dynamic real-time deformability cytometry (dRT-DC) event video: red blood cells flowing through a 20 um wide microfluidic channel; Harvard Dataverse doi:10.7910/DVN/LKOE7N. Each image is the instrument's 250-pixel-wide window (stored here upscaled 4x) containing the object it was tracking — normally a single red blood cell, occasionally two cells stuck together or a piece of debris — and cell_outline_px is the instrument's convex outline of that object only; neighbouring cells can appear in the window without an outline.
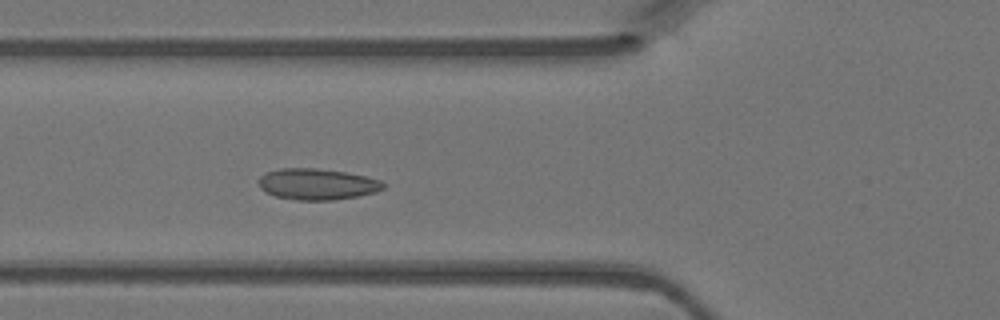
{"species": "Egyptian fruit bat (a non-hibernating species)", "species_latin": "Rousettus aegyptiacus", "temperature_condition": "warm", "stored_images_in_passage": 44, "camera_frame_rate_fps": 3000, "um_per_image_px": 0.085, "animal": {"sex": "female"}, "frame": {"image": 1, "passage_image": 14, "time_ms": 4.333, "image_size_px": [1000, 320], "cell_outline_px": [[384, 188], [376, 192], [356, 196], [332, 200], [296, 200], [276, 196], [264, 192], [260, 188], [260, 176], [268, 172], [280, 168], [316, 168], [344, 172], [368, 176], [380, 180], [384, 184]], "centroid_in_image_um": [26.96, 15.65], "position_along_channel_um": 98.8, "area_um2": 22.54}}
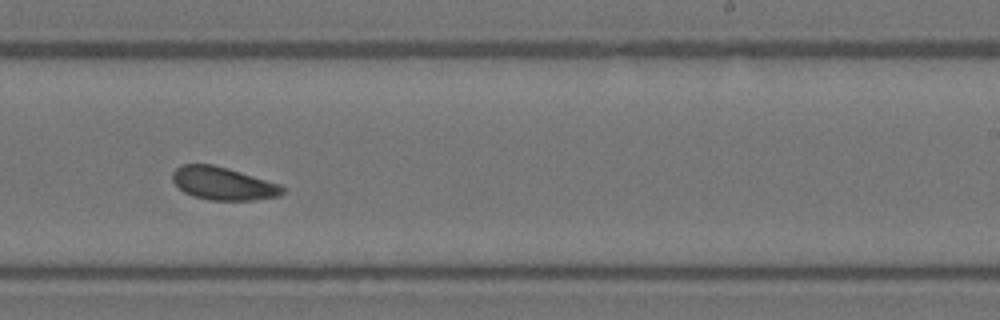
{"frame": {"image": 2, "passage_image": 26, "time_ms": 8.333, "image_size_px": [1000, 320], "cell_outline_px": [[284, 192], [280, 196], [252, 200], [208, 200], [192, 196], [184, 192], [172, 180], [172, 172], [180, 164], [212, 164], [228, 168], [280, 184], [284, 188]], "centroid_in_image_um": [18.95, 15.59], "position_along_channel_um": 270.1, "area_um2": 21.15}}
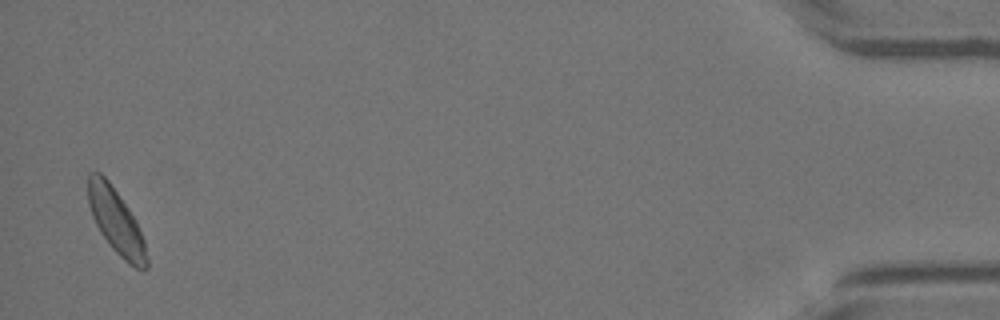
{"frame": {"image": 3, "passage_image": 43, "time_ms": 14.0, "image_size_px": [1000, 320], "cell_outline_px": [[148, 268], [136, 268], [128, 264], [112, 248], [100, 232], [92, 216], [88, 204], [88, 172], [100, 172], [108, 180], [128, 208], [144, 240], [148, 260]], "centroid_in_image_um": [9.84, 18.81], "position_along_channel_um": 425.4, "area_um2": 21.79}}